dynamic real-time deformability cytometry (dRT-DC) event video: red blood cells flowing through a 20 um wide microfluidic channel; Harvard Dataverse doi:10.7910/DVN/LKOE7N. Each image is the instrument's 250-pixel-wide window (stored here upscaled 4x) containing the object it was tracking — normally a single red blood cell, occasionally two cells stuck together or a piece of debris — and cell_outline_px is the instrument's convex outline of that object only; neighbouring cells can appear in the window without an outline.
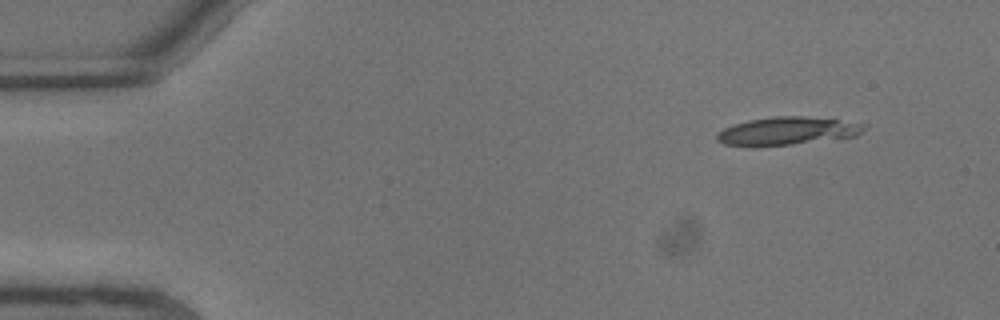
{"species": "common noctule bat (a hibernating species)", "species_latin": "Nyctalus noctula", "temperature_condition": "warm", "stored_images_in_passage": 7, "camera_frame_rate_fps": 3000, "um_per_image_px": 0.085, "animal": {"sex": "male", "body_mass_g": 13.3}, "frame": {"image": 1, "passage_image": 1, "time_ms": 0.0, "image_size_px": [1000, 320], "cell_outline_px": [[868, 124], [856, 136], [792, 144], [756, 148], [724, 144], [716, 140], [716, 136], [724, 128], [732, 124], [748, 120], [772, 116], [804, 116]], "centroid_in_image_um": [66.83, 11.15], "position_along_channel_um": 18.2, "area_um2": 24.16}}